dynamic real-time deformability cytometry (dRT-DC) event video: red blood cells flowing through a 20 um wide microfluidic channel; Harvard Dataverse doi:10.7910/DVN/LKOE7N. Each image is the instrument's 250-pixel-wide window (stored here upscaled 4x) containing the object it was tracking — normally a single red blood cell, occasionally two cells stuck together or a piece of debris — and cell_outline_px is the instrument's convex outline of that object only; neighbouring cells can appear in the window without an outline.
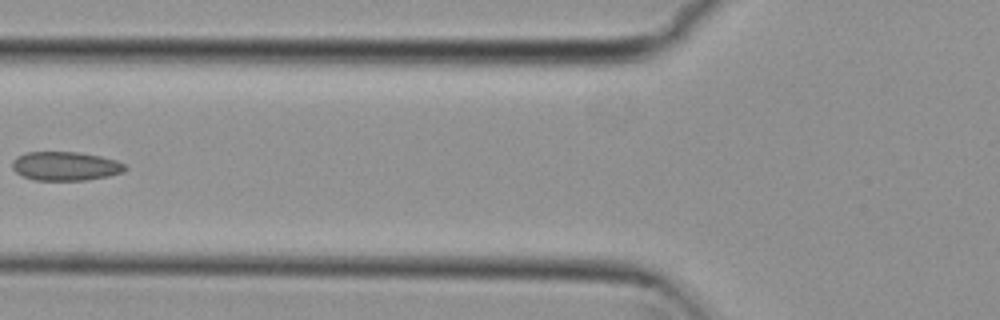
{"species": "common noctule bat (a hibernating species)", "species_latin": "Nyctalus noctula", "temperature_condition": "cold", "stored_images_in_passage": 7, "camera_frame_rate_fps": 3000, "um_per_image_px": 0.085, "animal": {"sex": "female", "body_mass_g": 29.2, "forearm_length_mm": 56.3}, "frame": {"image": 1, "passage_image": 6, "time_ms": 1.667, "image_size_px": [1000, 320], "cell_outline_px": [[128, 168], [124, 172], [108, 176], [84, 180], [36, 180], [24, 176], [16, 172], [12, 168], [12, 160], [16, 156], [28, 152], [80, 152], [100, 156], [116, 160], [124, 164]], "centroid_in_image_um": [5.57, 14.11], "position_along_channel_um": 120.2, "area_um2": 19.02}}
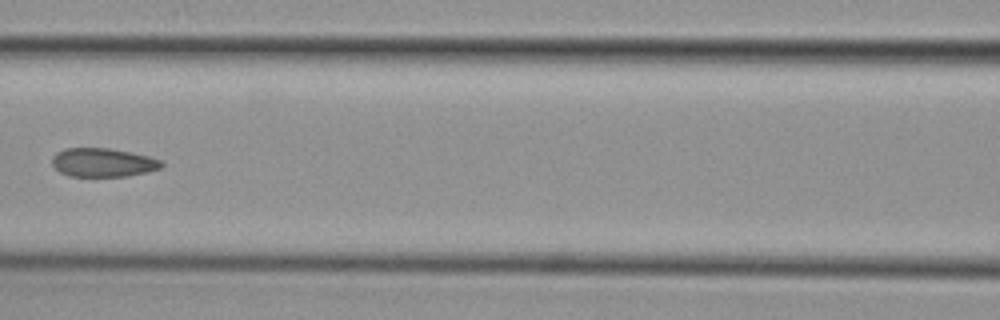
{"frame": {"image": 2, "passage_image": 7, "time_ms": 2.0, "image_size_px": [1000, 320], "cell_outline_px": [[164, 164], [160, 168], [148, 172], [128, 176], [68, 176], [60, 172], [52, 164], [52, 156], [56, 152], [64, 148], [108, 148], [148, 156], [164, 160]], "centroid_in_image_um": [8.76, 13.81], "position_along_channel_um": 157.8, "area_um2": 18.38}}